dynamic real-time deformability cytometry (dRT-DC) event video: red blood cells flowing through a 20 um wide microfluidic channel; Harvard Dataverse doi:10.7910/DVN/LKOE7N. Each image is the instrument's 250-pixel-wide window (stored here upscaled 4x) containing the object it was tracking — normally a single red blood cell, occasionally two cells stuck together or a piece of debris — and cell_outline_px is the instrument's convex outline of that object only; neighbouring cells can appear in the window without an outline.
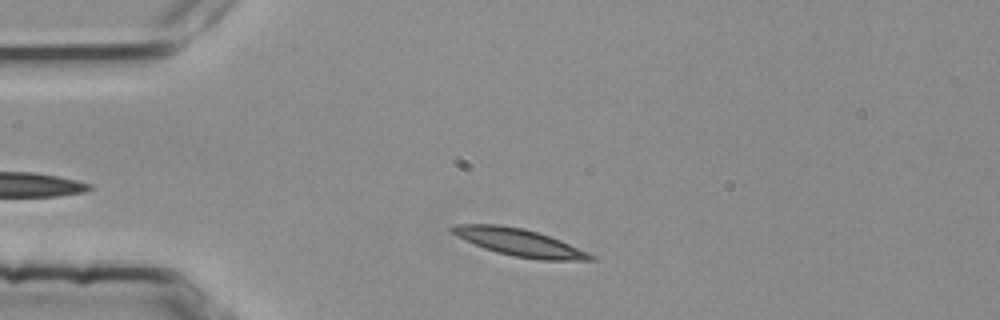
{"species": "common noctule bat (a hibernating species)", "species_latin": "Nyctalus noctula", "temperature_condition": "room temperature", "stored_images_in_passage": 38, "camera_frame_rate_fps": 3000, "um_per_image_px": 0.085, "animal": {"sex": "female", "body_mass_g": 25.1}, "frame": {"image": 1, "passage_image": 5, "time_ms": 1.333, "image_size_px": [1000, 320], "cell_outline_px": [[596, 260], [540, 260], [512, 256], [496, 252], [484, 248], [464, 240], [448, 232], [448, 228], [452, 224], [500, 224], [524, 228], [560, 240], [588, 252], [596, 256]], "centroid_in_image_um": [44.08, 20.6], "position_along_channel_um": 40.9, "area_um2": 22.25}}
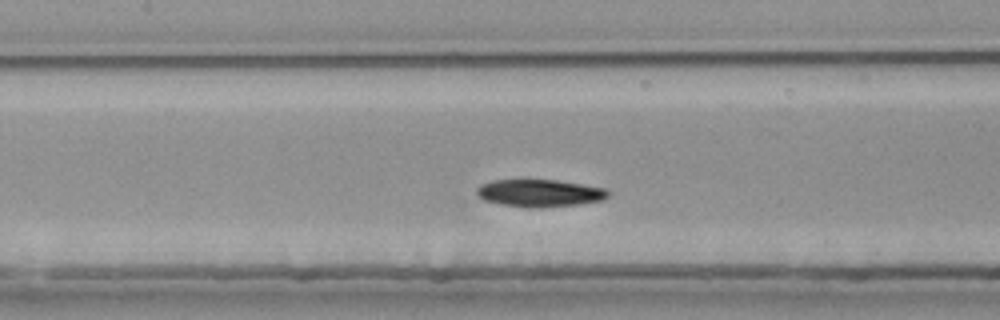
{"frame": {"image": 2, "passage_image": 17, "time_ms": 5.333, "image_size_px": [1000, 320], "cell_outline_px": [[608, 196], [604, 200], [580, 204], [540, 208], [528, 208], [504, 204], [484, 200], [476, 192], [476, 188], [480, 184], [492, 180], [556, 180], [604, 188], [608, 192]], "centroid_in_image_um": [45.86, 16.42], "position_along_channel_um": 161.5, "area_um2": 20.87}, "authors_computed_cell_mechanics": {"area_um2": 21.2704, "velocity_mm_per_s": 3.7053, "shape_relaxation_time_tau1_ms": 9.182, "shape_relaxation_time_tau2_ms": null, "deformation_change_tau1": 0.1955, "deformation_change_tau2": null}}